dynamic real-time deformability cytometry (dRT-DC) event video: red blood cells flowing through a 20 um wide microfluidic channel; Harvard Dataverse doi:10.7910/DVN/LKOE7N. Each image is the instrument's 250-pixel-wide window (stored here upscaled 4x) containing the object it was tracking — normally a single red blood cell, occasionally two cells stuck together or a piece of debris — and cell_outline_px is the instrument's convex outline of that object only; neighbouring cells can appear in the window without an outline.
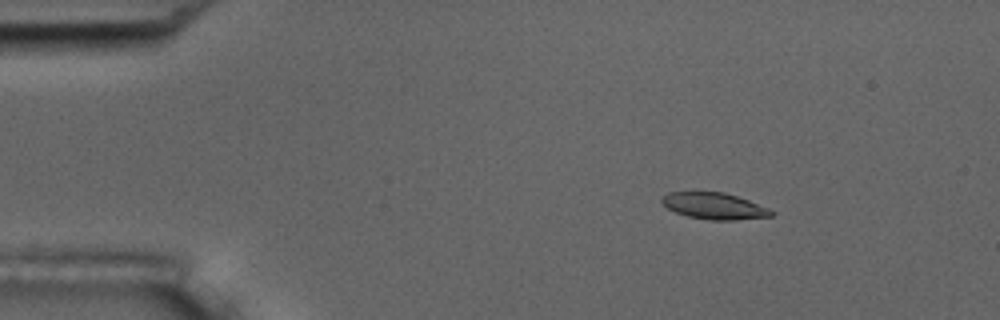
{"species": "common noctule bat (a hibernating species)", "species_latin": "Nyctalus noctula", "temperature_condition": "room temperature", "stored_images_in_passage": 4, "camera_frame_rate_fps": 3000, "um_per_image_px": 0.085, "animal": {"sex": "male", "body_mass_g": 17.5, "forearm_length_mm": 52.3}, "frame": {"image": 1, "passage_image": 2, "time_ms": 2.0, "image_size_px": [1000, 320], "cell_outline_px": [[776, 212], [772, 216], [736, 220], [712, 220], [688, 216], [676, 212], [668, 208], [660, 200], [668, 192], [724, 192], [748, 200], [768, 208]], "centroid_in_image_um": [60.73, 17.51], "position_along_channel_um": 24.3, "area_um2": 16.7}}